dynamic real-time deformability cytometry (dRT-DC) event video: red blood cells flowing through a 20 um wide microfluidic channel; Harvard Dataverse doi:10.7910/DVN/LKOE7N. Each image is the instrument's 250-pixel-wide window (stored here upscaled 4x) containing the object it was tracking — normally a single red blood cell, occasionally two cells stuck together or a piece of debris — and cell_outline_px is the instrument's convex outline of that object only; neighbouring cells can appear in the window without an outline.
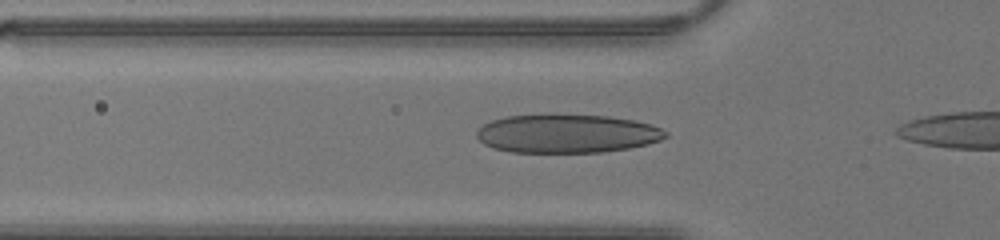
{"species": "human", "species_latin": "Homo sapiens", "temperature_condition": "warm", "stored_images_in_passage": 5, "camera_frame_rate_fps": 3000, "um_per_image_px": 0.085, "donor": {"sex": "male"}, "frame": {"image": 1, "passage_image": 3, "time_ms": 0.667, "image_size_px": [1000, 240], "cell_outline_px": [[668, 136], [660, 140], [648, 144], [628, 148], [600, 152], [512, 152], [492, 148], [484, 144], [476, 136], [476, 132], [484, 124], [492, 120], [508, 116], [608, 116], [636, 120], [652, 124], [668, 132]], "centroid_in_image_um": [48.23, 11.38], "position_along_channel_um": 77.6, "area_um2": 41.91}}